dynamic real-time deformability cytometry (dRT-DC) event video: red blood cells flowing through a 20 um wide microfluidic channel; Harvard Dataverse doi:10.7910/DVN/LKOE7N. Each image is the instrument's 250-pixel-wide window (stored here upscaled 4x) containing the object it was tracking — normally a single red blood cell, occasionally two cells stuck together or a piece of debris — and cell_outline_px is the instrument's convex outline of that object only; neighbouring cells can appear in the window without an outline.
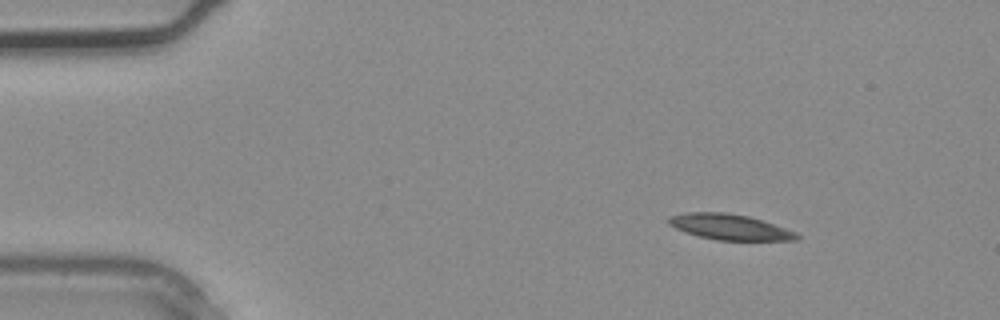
{"species": "common noctule bat (a hibernating species)", "species_latin": "Nyctalus noctula", "temperature_condition": "warm", "stored_images_in_passage": 3, "camera_frame_rate_fps": 3000, "um_per_image_px": 0.085, "animal": {"sex": "male", "body_mass_g": 20.4}, "frame": {"image": 1, "passage_image": 2, "time_ms": 0.333, "image_size_px": [1000, 320], "cell_outline_px": [[800, 240], [716, 240], [700, 236], [676, 228], [668, 224], [664, 220], [668, 216], [684, 212], [724, 212], [748, 216], [796, 232], [800, 236]], "centroid_in_image_um": [61.97, 19.28], "position_along_channel_um": 23.0, "area_um2": 19.02}}